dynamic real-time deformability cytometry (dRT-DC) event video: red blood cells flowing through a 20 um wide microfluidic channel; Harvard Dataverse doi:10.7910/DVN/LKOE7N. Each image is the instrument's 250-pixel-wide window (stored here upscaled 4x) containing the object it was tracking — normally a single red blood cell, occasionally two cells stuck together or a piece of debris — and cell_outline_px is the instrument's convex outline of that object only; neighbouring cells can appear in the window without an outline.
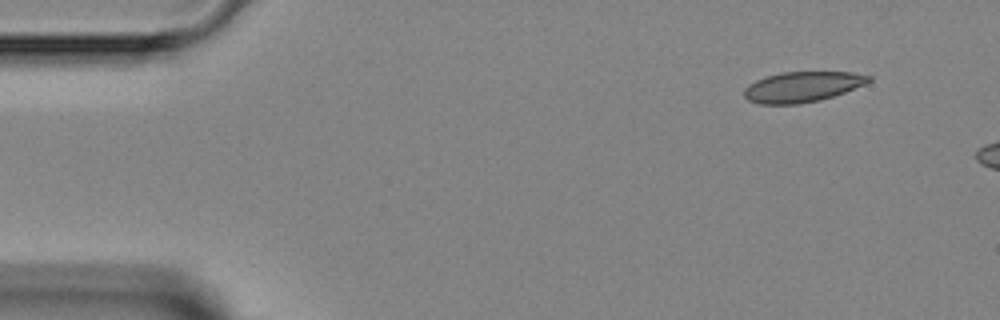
{"species": "Egyptian fruit bat (a non-hibernating species)", "species_latin": "Rousettus aegyptiacus", "temperature_condition": "room temperature", "stored_images_in_passage": 4, "segment_of_instrument_passage": [2, 2], "camera_frame_rate_fps": 3000, "um_per_image_px": 0.085, "animal": {"sex": "female"}, "frame": {"image": 1, "passage_image": 4, "time_ms": 4.667, "image_size_px": [1000, 320], "cell_outline_px": [[872, 80], [864, 84], [844, 92], [820, 100], [796, 104], [760, 104], [748, 100], [744, 96], [744, 88], [748, 84], [756, 80], [780, 72], [852, 72], [872, 76]], "centroid_in_image_um": [68.18, 7.38], "position_along_channel_um": 16.8, "area_um2": 21.96}}